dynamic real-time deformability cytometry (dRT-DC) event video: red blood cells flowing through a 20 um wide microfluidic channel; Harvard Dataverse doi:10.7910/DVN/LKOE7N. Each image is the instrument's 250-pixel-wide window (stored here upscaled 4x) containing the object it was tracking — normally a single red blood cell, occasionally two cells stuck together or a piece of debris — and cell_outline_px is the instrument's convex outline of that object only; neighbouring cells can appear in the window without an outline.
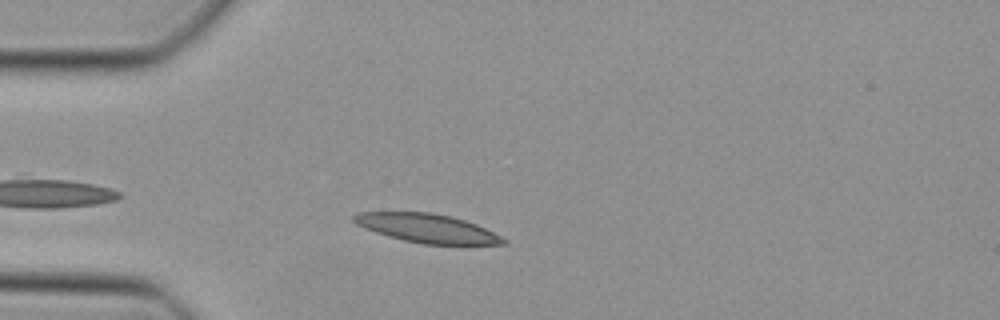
{"species": "Egyptian fruit bat (a non-hibernating species)", "species_latin": "Rousettus aegyptiacus", "temperature_condition": "cold", "stored_images_in_passage": 29, "camera_frame_rate_fps": 3000, "um_per_image_px": 0.085, "animal": {"sex": "female"}, "frame": {"image": 1, "passage_image": 1, "time_ms": 0.0, "image_size_px": [1000, 320], "cell_outline_px": [[508, 244], [424, 244], [404, 240], [388, 236], [364, 228], [356, 224], [352, 220], [352, 216], [356, 212], [432, 212], [452, 216], [476, 224], [508, 240]], "centroid_in_image_um": [36.28, 19.39], "position_along_channel_um": 48.7, "area_um2": 24.97}}
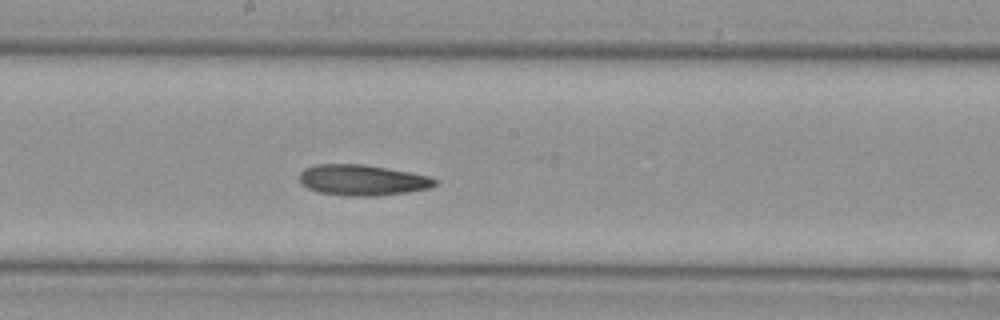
{"frame": {"image": 2, "passage_image": 14, "time_ms": 4.333, "image_size_px": [1000, 320], "cell_outline_px": [[436, 184], [428, 188], [408, 192], [376, 196], [344, 196], [316, 192], [308, 188], [300, 180], [300, 172], [304, 168], [316, 164], [364, 164], [408, 172], [428, 176], [436, 180]], "centroid_in_image_um": [30.76, 15.31], "position_along_channel_um": 217.4, "area_um2": 24.22}}
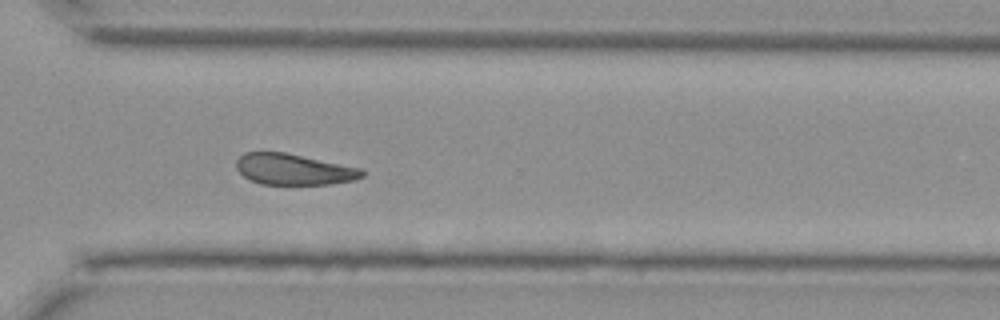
{"frame": {"image": 3, "passage_image": 23, "time_ms": 7.333, "image_size_px": [1000, 320], "cell_outline_px": [[364, 176], [356, 180], [332, 184], [260, 184], [244, 176], [236, 168], [236, 160], [244, 152], [284, 152], [360, 168], [364, 172]], "centroid_in_image_um": [24.96, 14.4], "position_along_channel_um": 345.6, "area_um2": 22.6}}